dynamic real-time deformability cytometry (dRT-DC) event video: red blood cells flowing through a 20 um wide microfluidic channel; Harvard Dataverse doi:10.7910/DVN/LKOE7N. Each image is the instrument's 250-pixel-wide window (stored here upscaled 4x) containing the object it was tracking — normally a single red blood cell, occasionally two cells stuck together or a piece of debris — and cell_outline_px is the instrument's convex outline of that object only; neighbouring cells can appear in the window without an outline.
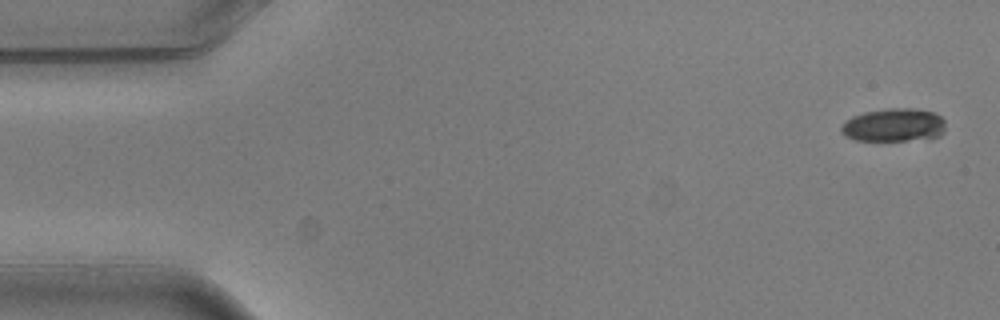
{"species": "common noctule bat (a hibernating species)", "species_latin": "Nyctalus noctula", "temperature_condition": "warm", "stored_images_in_passage": 5, "camera_frame_rate_fps": 3000, "um_per_image_px": 0.085, "animal": {"sex": "male", "body_mass_g": 20.5, "forearm_length_mm": 52.5}, "frame": {"image": 1, "passage_image": 1, "time_ms": 0.0, "image_size_px": [1000, 320], "cell_outline_px": [[944, 132], [940, 136], [904, 140], [856, 140], [844, 136], [840, 132], [840, 128], [852, 116], [864, 112], [888, 108], [912, 108], [932, 112], [940, 116], [944, 120]], "centroid_in_image_um": [75.95, 10.62], "position_along_channel_um": 9.0, "area_um2": 20.0}}
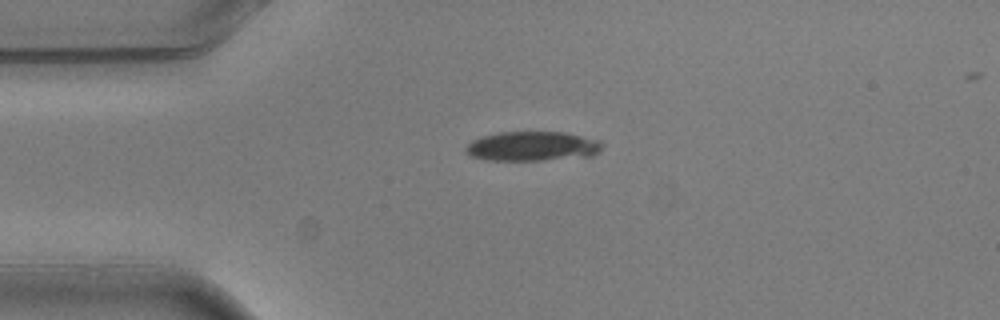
{"frame": {"image": 2, "passage_image": 4, "time_ms": 1.0, "image_size_px": [1000, 320], "cell_outline_px": [[604, 144], [600, 152], [592, 156], [540, 160], [488, 160], [472, 156], [464, 148], [472, 140], [484, 136], [500, 132], [564, 132], [600, 140]], "centroid_in_image_um": [45.31, 12.43], "position_along_channel_um": 39.7, "area_um2": 23.41}}